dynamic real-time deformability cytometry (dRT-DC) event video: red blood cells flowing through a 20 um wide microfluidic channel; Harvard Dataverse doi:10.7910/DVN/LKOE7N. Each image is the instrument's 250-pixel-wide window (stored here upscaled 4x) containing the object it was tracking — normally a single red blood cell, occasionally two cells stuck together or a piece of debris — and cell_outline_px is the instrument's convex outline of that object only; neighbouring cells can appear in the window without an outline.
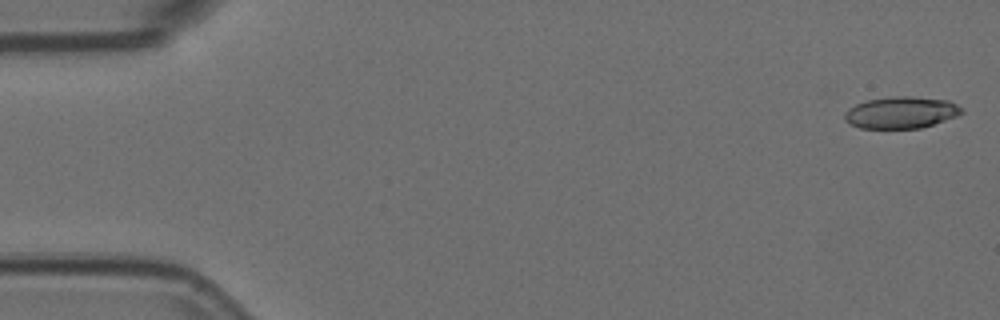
{"species": "Egyptian fruit bat (a non-hibernating species)", "species_latin": "Rousettus aegyptiacus", "temperature_condition": "room temperature", "stored_images_in_passage": 4, "camera_frame_rate_fps": 3000, "um_per_image_px": 0.085, "animal": {"sex": "female"}, "frame": {"image": 1, "passage_image": 1, "time_ms": 0.0, "image_size_px": [1000, 320], "cell_outline_px": [[964, 112], [956, 116], [920, 128], [860, 128], [848, 124], [844, 120], [844, 112], [848, 108], [856, 104], [868, 100], [896, 96], [912, 96], [948, 100], [956, 104]], "centroid_in_image_um": [76.55, 9.56], "position_along_channel_um": 8.5, "area_um2": 21.56}}